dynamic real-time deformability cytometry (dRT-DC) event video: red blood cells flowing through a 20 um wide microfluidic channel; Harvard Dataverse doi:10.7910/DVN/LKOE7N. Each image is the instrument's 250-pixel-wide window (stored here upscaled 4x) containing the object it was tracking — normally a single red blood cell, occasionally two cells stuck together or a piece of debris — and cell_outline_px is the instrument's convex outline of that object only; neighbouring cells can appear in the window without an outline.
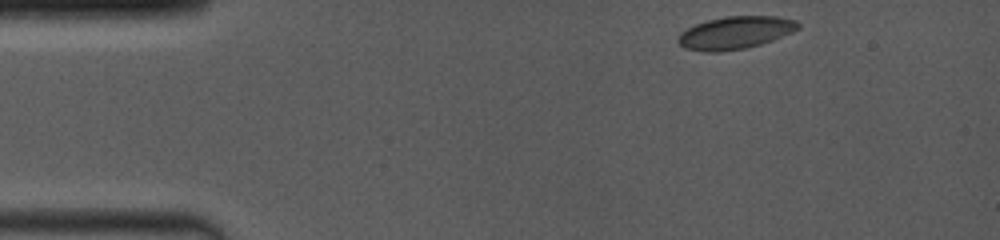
{"species": "common noctule bat (a hibernating species)", "species_latin": "Nyctalus noctula", "temperature_condition": "room temperature", "stored_images_in_passage": 38, "camera_frame_rate_fps": 4000, "um_per_image_px": 0.085, "animal": {"sex": "female", "body_mass_g": 19.0, "forearm_length_mm": 53.3}, "frame": {"image": 1, "passage_image": 1, "time_ms": 0.0, "image_size_px": [1000, 240], "cell_outline_px": [[800, 28], [792, 32], [772, 40], [748, 48], [720, 52], [704, 52], [684, 48], [676, 40], [688, 28], [696, 24], [708, 20], [724, 16], [776, 16], [796, 20], [800, 24]], "centroid_in_image_um": [62.52, 2.78], "position_along_channel_um": 22.5, "area_um2": 22.77}}
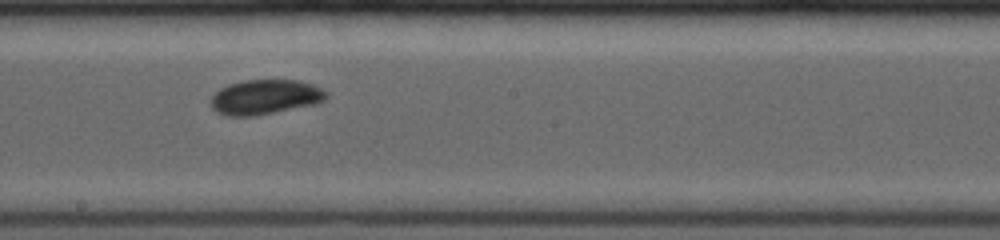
{"frame": {"image": 2, "passage_image": 22, "time_ms": 7.0, "image_size_px": [1000, 240], "cell_outline_px": [[328, 96], [324, 100], [316, 104], [252, 116], [228, 116], [216, 112], [208, 104], [208, 100], [220, 88], [228, 84], [244, 80], [300, 80], [312, 84], [328, 92]], "centroid_in_image_um": [22.5, 8.24], "position_along_channel_um": 225.7, "area_um2": 23.58}}
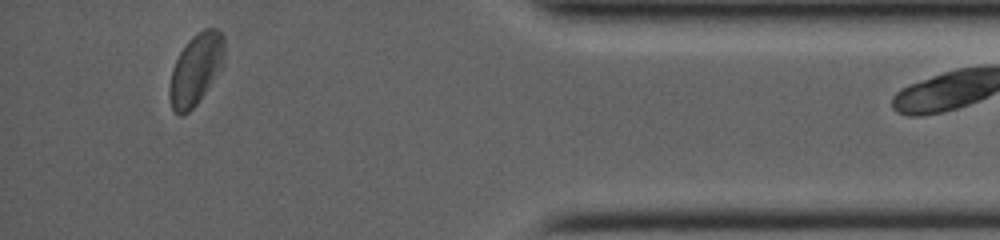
{"frame": {"image": 3, "passage_image": 37, "time_ms": 12.5, "image_size_px": [1000, 240], "cell_outline_px": [[224, 64], [196, 104], [184, 116], [180, 116], [172, 108], [168, 96], [168, 88], [172, 68], [180, 52], [192, 36], [204, 28], [216, 28], [224, 36]], "centroid_in_image_um": [16.63, 5.89], "position_along_channel_um": 418.6, "area_um2": 22.72}}